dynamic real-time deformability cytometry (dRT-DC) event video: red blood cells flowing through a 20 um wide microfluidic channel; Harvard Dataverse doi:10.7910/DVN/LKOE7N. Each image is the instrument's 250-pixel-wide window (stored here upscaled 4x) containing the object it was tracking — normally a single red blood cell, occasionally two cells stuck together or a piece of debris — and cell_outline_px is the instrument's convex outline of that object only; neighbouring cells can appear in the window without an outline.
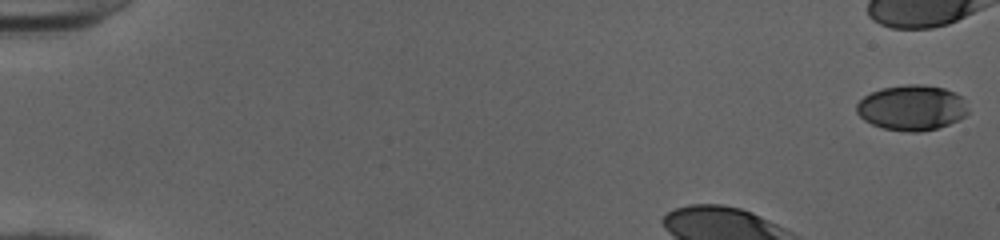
{"species": "human", "species_latin": "Homo sapiens", "temperature_condition": "cold", "stored_images_in_passage": 38, "camera_frame_rate_fps": 3000, "um_per_image_px": 0.085, "donor": {"sex": "female"}, "frame": {"image": 1, "passage_image": 1, "time_ms": 0.0, "image_size_px": [1000, 240], "cell_outline_px": [[968, 112], [964, 116], [948, 124], [936, 128], [920, 132], [908, 132], [884, 128], [872, 124], [864, 120], [856, 112], [856, 104], [864, 96], [872, 92], [884, 88], [904, 84], [924, 84], [944, 88], [956, 92], [960, 96]], "centroid_in_image_um": [77.48, 9.15], "position_along_channel_um": 7.5, "area_um2": 29.25}}
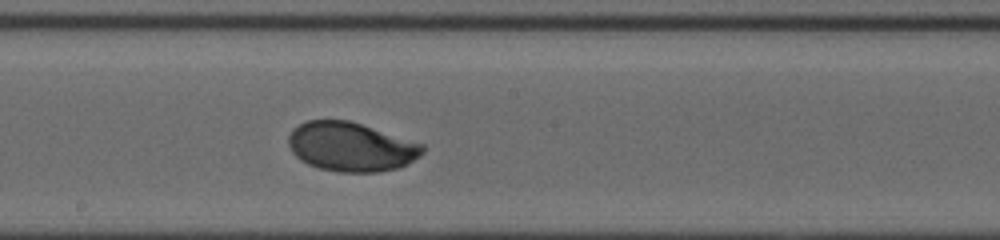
{"frame": {"image": 2, "passage_image": 24, "time_ms": 7.667, "image_size_px": [1000, 240], "cell_outline_px": [[424, 152], [420, 156], [408, 164], [400, 168], [376, 172], [340, 172], [320, 168], [308, 164], [300, 160], [292, 152], [288, 144], [288, 136], [292, 128], [308, 120], [348, 120], [424, 144]], "centroid_in_image_um": [29.83, 12.48], "position_along_channel_um": 218.4, "area_um2": 38.44}}
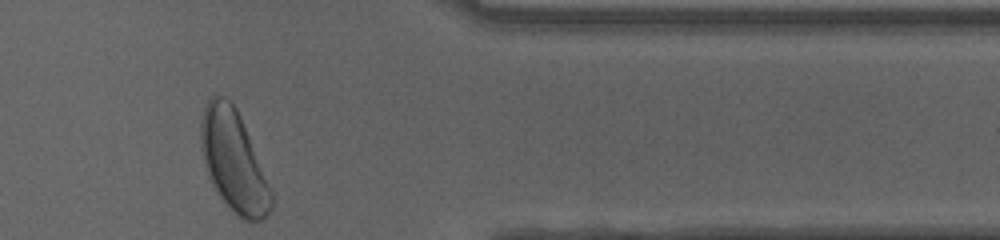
{"frame": {"image": 3, "passage_image": 38, "time_ms": 12.333, "image_size_px": [1000, 240], "cell_outline_px": [[276, 196], [272, 208], [260, 220], [244, 220], [236, 216], [220, 196], [212, 184], [208, 176], [204, 164], [200, 144], [200, 124], [204, 108], [208, 100], [216, 92], [224, 96], [236, 108], [276, 192]], "centroid_in_image_um": [19.91, 13.71], "position_along_channel_um": 391.5, "area_um2": 42.25}, "authors_computed_cell_mechanics": {"area_um2": 38.2347, "velocity_mm_per_s": 3.9995, "shape_relaxation_time_tau1_ms": 2.6576, "shape_relaxation_time_tau2_ms": null, "deformation_change_tau1": 0.1662, "deformation_change_tau2": null}}